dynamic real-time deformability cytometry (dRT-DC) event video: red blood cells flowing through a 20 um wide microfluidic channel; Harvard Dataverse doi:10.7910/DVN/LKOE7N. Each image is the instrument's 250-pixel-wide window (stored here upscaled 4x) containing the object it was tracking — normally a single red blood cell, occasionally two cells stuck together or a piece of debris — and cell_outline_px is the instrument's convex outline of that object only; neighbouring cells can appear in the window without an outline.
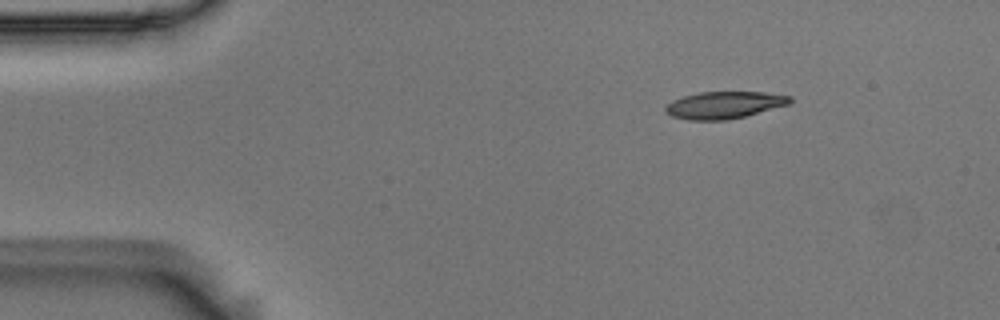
{"species": "Egyptian fruit bat (a non-hibernating species)", "species_latin": "Rousettus aegyptiacus", "temperature_condition": "room temperature", "stored_images_in_passage": 4, "camera_frame_rate_fps": 3000, "um_per_image_px": 0.085, "animal": {"sex": "male"}, "frame": {"image": 1, "passage_image": 1, "time_ms": 0.0, "image_size_px": [1000, 320], "cell_outline_px": [[792, 100], [788, 104], [744, 116], [728, 120], [688, 120], [672, 116], [664, 112], [664, 108], [672, 100], [684, 96], [700, 92], [764, 92], [792, 96]], "centroid_in_image_um": [61.52, 8.92], "position_along_channel_um": 23.5, "area_um2": 19.54}}
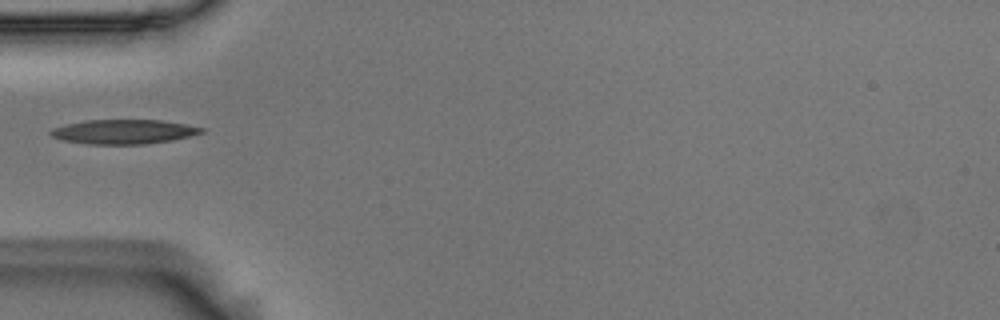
{"frame": {"image": 2, "passage_image": 4, "time_ms": 1.0, "image_size_px": [1000, 320], "cell_outline_px": [[204, 132], [172, 140], [144, 144], [88, 144], [64, 140], [52, 136], [48, 132], [52, 128], [64, 124], [84, 120], [160, 120], [184, 124], [204, 128]], "centroid_in_image_um": [10.46, 11.19], "position_along_channel_um": 74.5, "area_um2": 21.33}}